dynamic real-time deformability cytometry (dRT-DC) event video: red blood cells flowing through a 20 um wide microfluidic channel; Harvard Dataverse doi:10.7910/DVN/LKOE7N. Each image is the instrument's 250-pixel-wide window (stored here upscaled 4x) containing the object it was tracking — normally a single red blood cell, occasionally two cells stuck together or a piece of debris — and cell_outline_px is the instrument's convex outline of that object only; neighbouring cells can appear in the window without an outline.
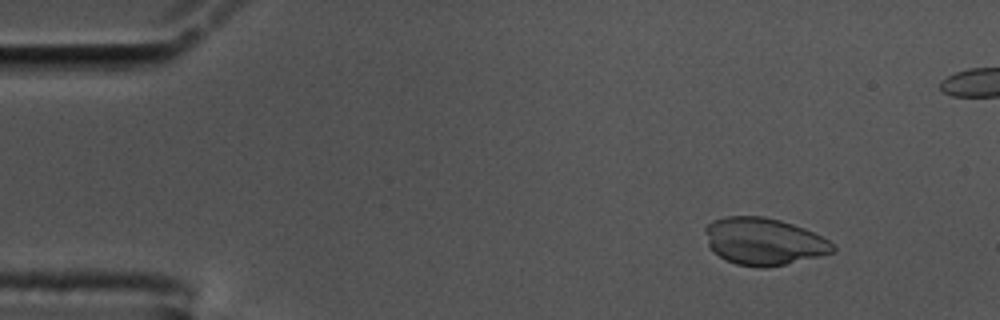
{"species": "common noctule bat (a hibernating species)", "species_latin": "Nyctalus noctula", "temperature_condition": "cold", "stored_images_in_passage": 53, "camera_frame_rate_fps": 3000, "um_per_image_px": 0.085, "animal": {"sex": "male", "body_mass_g": 17.5, "forearm_length_mm": 52.3}, "frame": {"image": 1, "passage_image": 7, "time_ms": 2.0, "image_size_px": [1000, 320], "cell_outline_px": [[836, 252], [820, 256], [784, 264], [764, 268], [760, 268], [736, 264], [712, 252], [708, 244], [704, 232], [704, 228], [712, 220], [724, 216], [764, 216], [780, 220], [804, 228], [828, 240], [836, 248]], "centroid_in_image_um": [64.89, 20.51], "position_along_channel_um": 20.1, "area_um2": 35.08}}
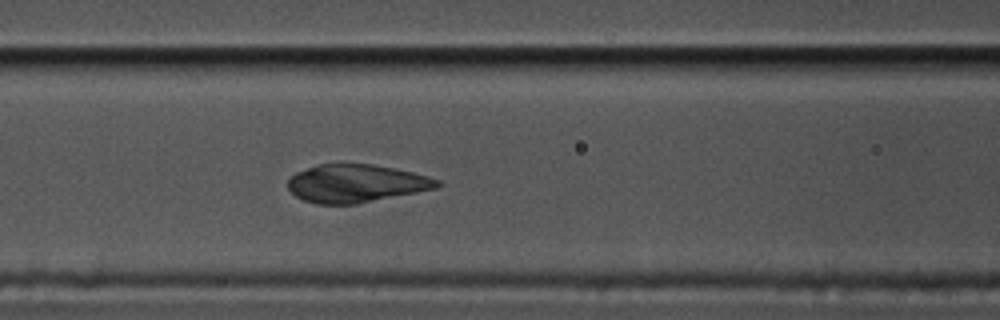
{"frame": {"image": 2, "passage_image": 24, "time_ms": 7.667, "image_size_px": [1000, 320], "cell_outline_px": [[440, 184], [436, 188], [356, 204], [316, 204], [304, 200], [296, 196], [288, 188], [288, 180], [296, 172], [316, 164], [372, 164], [396, 168], [428, 176], [440, 180]], "centroid_in_image_um": [30.25, 15.58], "position_along_channel_um": 136.4, "area_um2": 32.89}}
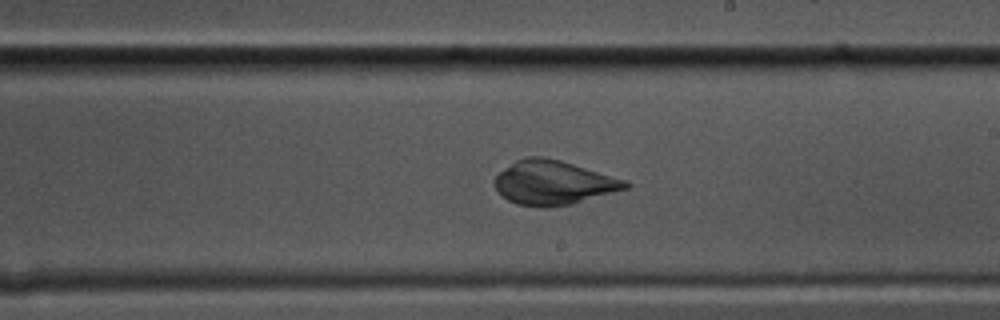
{"frame": {"image": 3, "passage_image": 33, "time_ms": 10.667, "image_size_px": [1000, 320], "cell_outline_px": [[632, 184], [628, 188], [572, 204], [544, 208], [516, 204], [508, 200], [496, 192], [492, 184], [492, 180], [500, 172], [516, 160], [528, 156], [544, 156], [560, 160], [628, 180]], "centroid_in_image_um": [47.02, 15.53], "position_along_channel_um": 242.0, "area_um2": 33.99}}